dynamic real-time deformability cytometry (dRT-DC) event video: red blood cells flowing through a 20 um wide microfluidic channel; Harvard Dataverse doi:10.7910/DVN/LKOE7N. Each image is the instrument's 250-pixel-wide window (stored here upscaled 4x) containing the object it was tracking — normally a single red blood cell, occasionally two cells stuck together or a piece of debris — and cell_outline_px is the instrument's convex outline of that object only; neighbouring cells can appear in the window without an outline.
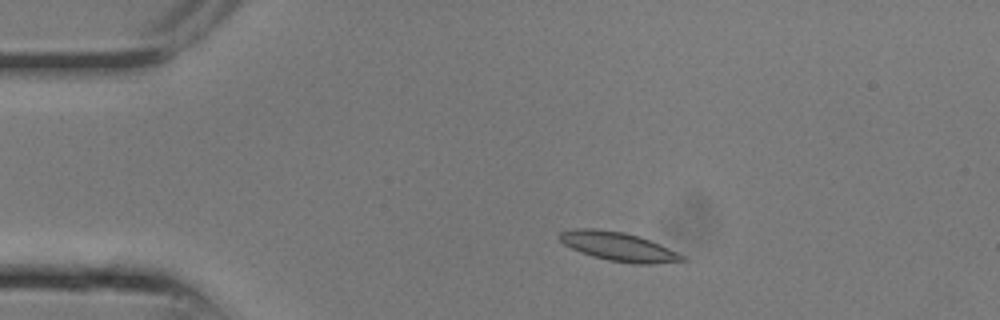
{"species": "common noctule bat (a hibernating species)", "species_latin": "Nyctalus noctula", "temperature_condition": "room temperature", "stored_images_in_passage": 6, "camera_frame_rate_fps": 3000, "um_per_image_px": 0.085, "animal": {"sex": "male", "body_mass_g": 13.3}, "frame": {"image": 1, "passage_image": 2, "time_ms": 0.333, "image_size_px": [1000, 320], "cell_outline_px": [[688, 260], [652, 264], [636, 264], [608, 260], [592, 256], [580, 252], [564, 244], [560, 240], [560, 232], [572, 228], [596, 228], [624, 232], [640, 236], [660, 244], [688, 256]], "centroid_in_image_um": [52.62, 20.95], "position_along_channel_um": 32.4, "area_um2": 20.87}}
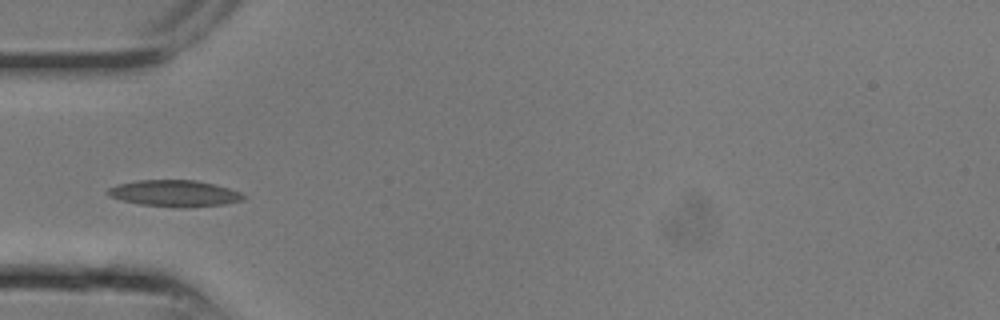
{"frame": {"image": 2, "passage_image": 5, "time_ms": 1.333, "image_size_px": [1000, 320], "cell_outline_px": [[248, 196], [244, 200], [224, 204], [188, 208], [180, 208], [140, 204], [120, 200], [108, 196], [108, 188], [116, 184], [136, 180], [196, 180], [216, 184], [240, 192]], "centroid_in_image_um": [14.85, 16.44], "position_along_channel_um": 70.2, "area_um2": 21.21}}